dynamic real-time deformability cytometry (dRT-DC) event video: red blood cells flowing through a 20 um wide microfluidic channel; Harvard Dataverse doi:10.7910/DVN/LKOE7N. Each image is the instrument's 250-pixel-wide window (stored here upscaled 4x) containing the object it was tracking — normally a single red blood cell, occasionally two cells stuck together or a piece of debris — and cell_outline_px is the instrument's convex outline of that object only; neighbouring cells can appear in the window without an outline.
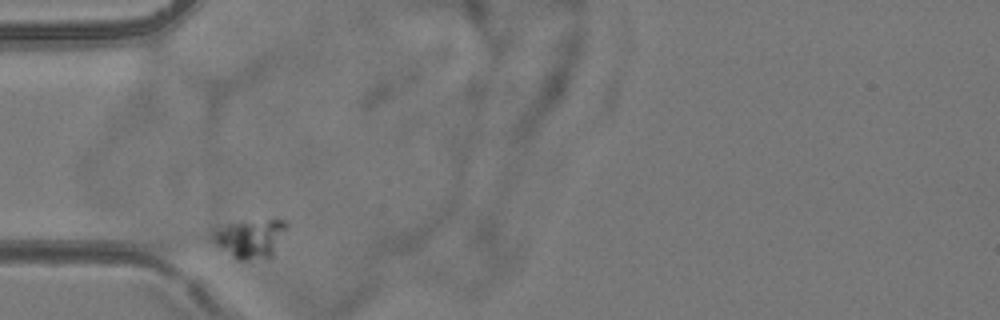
{"species": "common noctule bat (a hibernating species)", "species_latin": "Nyctalus noctula", "temperature_condition": "room temperature", "stored_images_in_passage": 3, "camera_frame_rate_fps": 3000, "um_per_image_px": 0.085, "animal": {"sex": "female", "body_mass_g": 24.6, "forearm_length_mm": 56.2}, "frame": {"image": 1, "passage_image": 1, "time_ms": 0.0, "image_size_px": [1000, 320], "cell_outline_px": [[288, 224], [272, 256], [268, 260], [240, 260], [220, 244], [216, 240], [216, 236], [228, 224], [240, 220], [284, 220]], "centroid_in_image_um": [21.45, 20.26], "position_along_channel_um": 63.6, "area_um2": 15.66}}
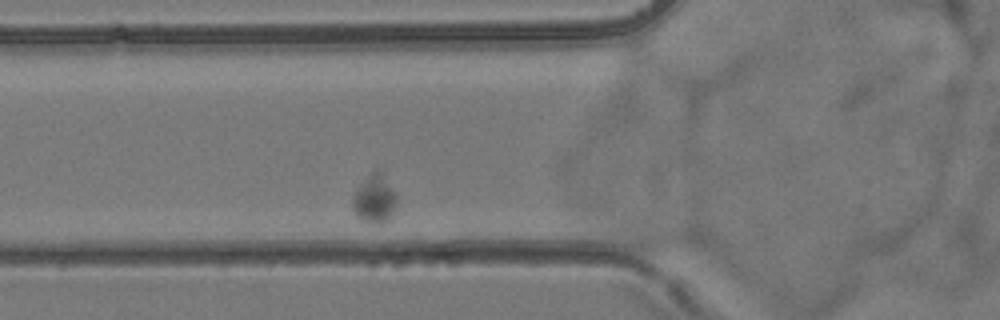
{"frame": {"image": 2, "passage_image": 2, "time_ms": 1.333, "image_size_px": [1000, 320], "cell_outline_px": [[396, 204], [392, 216], [388, 220], [380, 224], [372, 224], [356, 216], [352, 208], [352, 200], [356, 188], [376, 168], [380, 168], [396, 192]], "centroid_in_image_um": [31.85, 16.89], "position_along_channel_um": 94.0, "area_um2": 12.72}}